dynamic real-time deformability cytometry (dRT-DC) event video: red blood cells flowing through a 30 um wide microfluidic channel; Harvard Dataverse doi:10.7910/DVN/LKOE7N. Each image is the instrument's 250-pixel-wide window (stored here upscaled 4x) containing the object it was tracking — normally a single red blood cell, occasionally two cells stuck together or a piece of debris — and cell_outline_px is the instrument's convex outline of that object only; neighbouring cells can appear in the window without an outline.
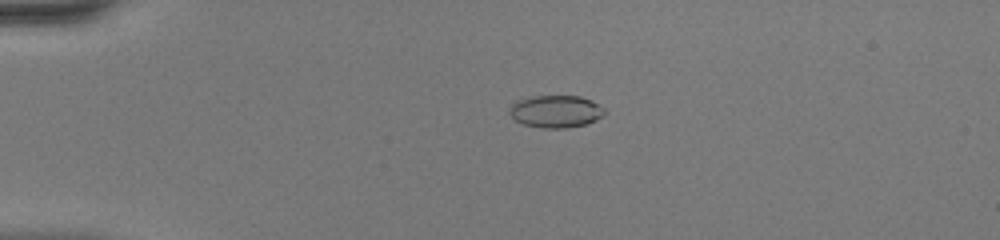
{"species": "common noctule bat (a hibernating species)", "species_latin": "Nyctalus noctula", "temperature_condition": "warm", "stored_images_in_passage": 48, "camera_frame_rate_fps": 3000, "um_per_image_px": 0.085, "animal": {"sex": "female", "body_mass_g": 20.0, "forearm_length_mm": 54.0}, "frame": {"image": 1, "passage_image": 12, "time_ms": 3.667, "image_size_px": [1000, 240], "cell_outline_px": [[608, 112], [596, 120], [584, 124], [568, 128], [544, 128], [524, 124], [516, 120], [508, 112], [508, 108], [516, 100], [532, 96], [580, 96], [592, 100], [600, 104]], "centroid_in_image_um": [47.26, 9.46], "position_along_channel_um": 37.7, "area_um2": 18.09}}
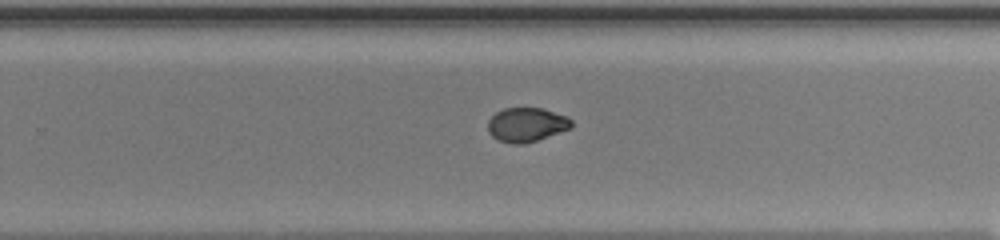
{"frame": {"image": 2, "passage_image": 32, "time_ms": 10.333, "image_size_px": [1000, 240], "cell_outline_px": [[572, 128], [524, 144], [512, 144], [496, 140], [488, 132], [488, 120], [496, 112], [504, 108], [544, 108], [568, 116], [572, 120]], "centroid_in_image_um": [44.75, 10.6], "position_along_channel_um": 285.0, "area_um2": 16.82}}
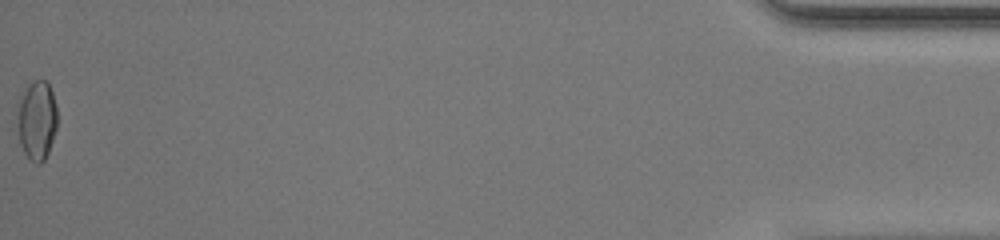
{"frame": {"image": 3, "passage_image": 48, "time_ms": 15.667, "image_size_px": [1000, 240], "cell_outline_px": [[56, 128], [48, 152], [44, 160], [40, 164], [36, 164], [24, 152], [20, 144], [20, 100], [28, 84], [36, 80], [48, 80], [56, 104]], "centroid_in_image_um": [3.19, 10.21], "position_along_channel_um": 432.0, "area_um2": 17.69}, "authors_computed_cell_mechanics": {"area_um2": 17.4267, "velocity_mm_per_s": 4.4662, "shape_relaxation_time_tau1_ms": null, "shape_relaxation_time_tau2_ms": 1.3043, "deformation_change_tau1": null, "deformation_change_tau2": 0.0408}}